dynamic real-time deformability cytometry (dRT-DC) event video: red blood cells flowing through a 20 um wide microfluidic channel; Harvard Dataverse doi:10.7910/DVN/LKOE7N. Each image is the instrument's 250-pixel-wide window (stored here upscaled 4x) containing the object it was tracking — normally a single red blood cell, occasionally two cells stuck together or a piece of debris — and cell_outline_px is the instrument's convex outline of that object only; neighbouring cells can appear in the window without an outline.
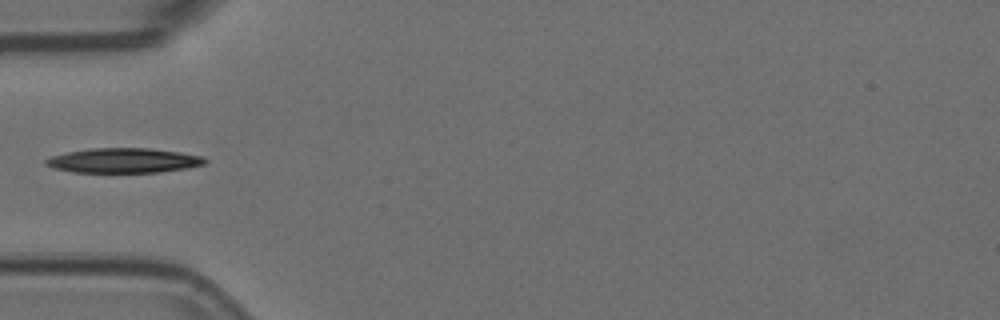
{"species": "Egyptian fruit bat (a non-hibernating species)", "species_latin": "Rousettus aegyptiacus", "temperature_condition": "room temperature", "stored_images_in_passage": 2, "camera_frame_rate_fps": 3000, "um_per_image_px": 0.085, "animal": {"sex": "female"}, "frame": {"image": 1, "passage_image": 2, "time_ms": 0.333, "image_size_px": [1000, 320], "cell_outline_px": [[208, 160], [204, 164], [188, 168], [160, 172], [72, 172], [52, 168], [44, 164], [44, 160], [52, 156], [68, 152], [92, 148], [148, 148], [180, 152], [204, 156]], "centroid_in_image_um": [10.52, 13.64], "position_along_channel_um": 74.5, "area_um2": 23.0}}